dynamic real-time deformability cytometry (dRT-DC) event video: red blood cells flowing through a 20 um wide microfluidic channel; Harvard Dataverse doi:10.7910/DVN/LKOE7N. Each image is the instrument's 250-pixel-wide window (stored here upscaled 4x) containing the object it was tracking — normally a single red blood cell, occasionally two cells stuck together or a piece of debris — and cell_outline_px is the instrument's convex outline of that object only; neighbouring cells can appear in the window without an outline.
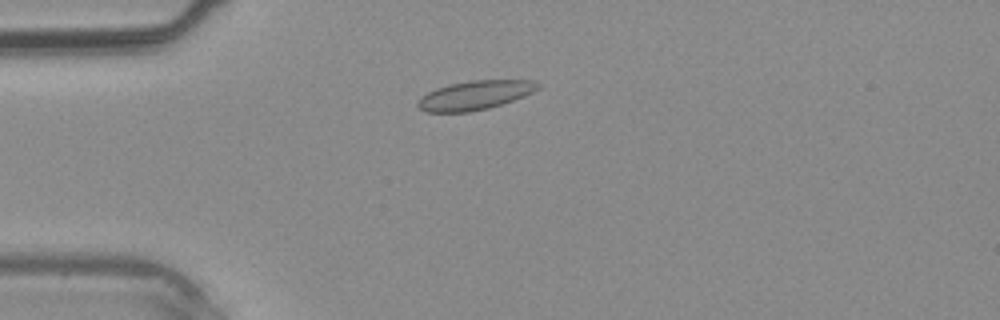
{"species": "common noctule bat (a hibernating species)", "species_latin": "Nyctalus noctula", "temperature_condition": "warm", "stored_images_in_passage": 30, "camera_frame_rate_fps": 3000, "um_per_image_px": 0.085, "animal": {"sex": "male", "body_mass_g": 20.4}, "frame": {"image": 1, "passage_image": 1, "time_ms": 0.0, "image_size_px": [1000, 320], "cell_outline_px": [[540, 88], [524, 96], [488, 108], [468, 112], [424, 112], [416, 104], [420, 96], [436, 88], [448, 84], [472, 80], [532, 80], [540, 84]], "centroid_in_image_um": [40.34, 8.09], "position_along_channel_um": 44.7, "area_um2": 20.29}}